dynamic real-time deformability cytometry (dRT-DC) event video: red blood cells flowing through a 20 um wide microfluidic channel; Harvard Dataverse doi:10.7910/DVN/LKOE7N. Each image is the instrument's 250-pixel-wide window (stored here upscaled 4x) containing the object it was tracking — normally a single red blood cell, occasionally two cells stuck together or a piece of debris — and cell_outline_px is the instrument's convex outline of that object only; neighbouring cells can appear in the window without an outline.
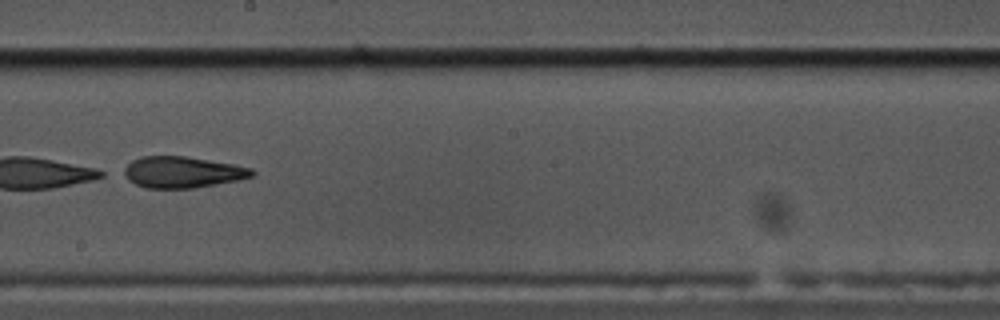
{"species": "common noctule bat (a hibernating species)", "species_latin": "Nyctalus noctula", "temperature_condition": "cold", "stored_images_in_passage": 47, "camera_frame_rate_fps": 3000, "um_per_image_px": 0.085, "animal": {"sex": "male", "body_mass_g": 17.5, "forearm_length_mm": 52.3}, "frame": {"image": 1, "passage_image": 23, "time_ms": 7.333, "image_size_px": [1000, 320], "cell_outline_px": [[256, 172], [252, 176], [240, 180], [192, 188], [148, 188], [136, 184], [128, 180], [120, 172], [132, 160], [140, 156], [184, 156], [232, 164], [252, 168]], "centroid_in_image_um": [15.48, 14.63], "position_along_channel_um": 232.7, "area_um2": 23.35}}